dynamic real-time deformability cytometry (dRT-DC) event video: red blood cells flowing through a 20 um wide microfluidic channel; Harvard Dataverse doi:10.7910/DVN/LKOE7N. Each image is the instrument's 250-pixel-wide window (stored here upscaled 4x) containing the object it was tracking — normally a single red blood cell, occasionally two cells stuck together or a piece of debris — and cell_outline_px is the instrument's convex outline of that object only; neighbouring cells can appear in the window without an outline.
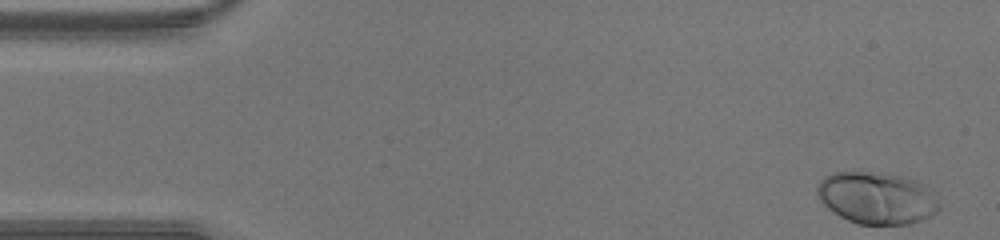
{"species": "human", "species_latin": "Homo sapiens", "temperature_condition": "warm", "stored_images_in_passage": 44, "camera_frame_rate_fps": 3000, "um_per_image_px": 0.085, "donor": {"sex": "male"}, "frame": {"image": 1, "passage_image": 1, "time_ms": 0.0, "image_size_px": [1000, 240], "cell_outline_px": [[940, 208], [936, 212], [920, 220], [908, 224], [856, 224], [840, 216], [828, 208], [816, 196], [816, 184], [824, 176], [832, 172], [860, 172], [900, 176], [912, 180], [920, 184], [940, 204]], "centroid_in_image_um": [74.42, 16.84], "position_along_channel_um": 10.6, "area_um2": 36.24}}
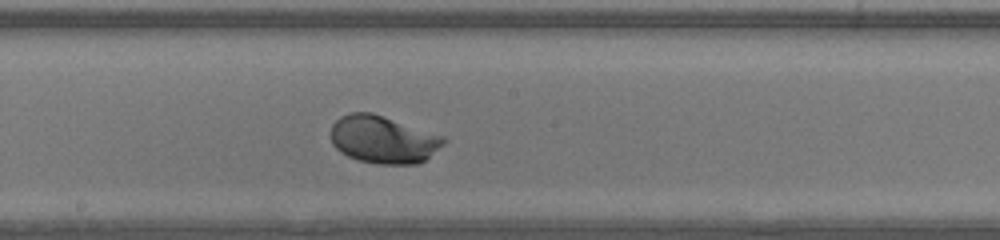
{"frame": {"image": 2, "passage_image": 23, "time_ms": 7.333, "image_size_px": [1000, 240], "cell_outline_px": [[448, 140], [444, 144], [424, 160], [416, 164], [376, 164], [356, 160], [340, 152], [332, 144], [332, 124], [340, 116], [352, 112], [372, 112], [444, 136]], "centroid_in_image_um": [32.56, 11.86], "position_along_channel_um": 215.6, "area_um2": 31.33}}
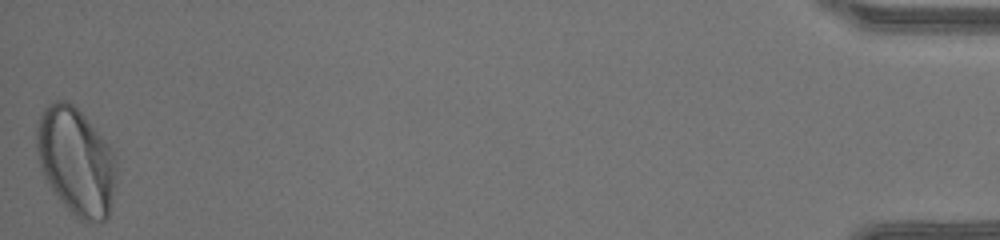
{"frame": {"image": 3, "passage_image": 44, "time_ms": 14.333, "image_size_px": [1000, 240], "cell_outline_px": [[116, 180], [108, 216], [100, 224], [88, 224], [80, 220], [52, 192], [40, 168], [36, 148], [36, 128], [40, 116], [44, 108], [48, 104], [56, 100], [68, 100], [84, 116], [112, 148], [116, 164]], "centroid_in_image_um": [6.46, 13.74], "position_along_channel_um": 428.7, "area_um2": 50.17}}